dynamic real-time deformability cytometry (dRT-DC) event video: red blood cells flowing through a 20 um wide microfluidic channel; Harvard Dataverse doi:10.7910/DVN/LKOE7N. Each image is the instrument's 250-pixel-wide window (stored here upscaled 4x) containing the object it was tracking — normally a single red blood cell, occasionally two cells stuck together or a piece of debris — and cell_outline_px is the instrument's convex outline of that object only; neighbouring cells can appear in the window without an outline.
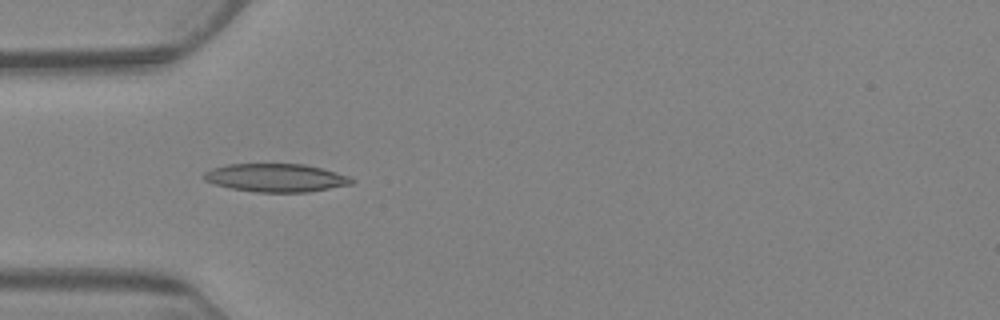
{"species": "Egyptian fruit bat (a non-hibernating species)", "species_latin": "Rousettus aegyptiacus", "temperature_condition": "warm", "stored_images_in_passage": 7, "camera_frame_rate_fps": 3000, "um_per_image_px": 0.085, "animal": {"sex": "female"}, "frame": {"image": 1, "passage_image": 5, "time_ms": 5.667, "image_size_px": [1000, 320], "cell_outline_px": [[356, 180], [352, 184], [308, 192], [256, 192], [232, 188], [216, 184], [204, 180], [204, 172], [212, 168], [228, 164], [304, 164], [336, 172], [348, 176]], "centroid_in_image_um": [23.47, 15.11], "position_along_channel_um": 61.5, "area_um2": 24.1}}
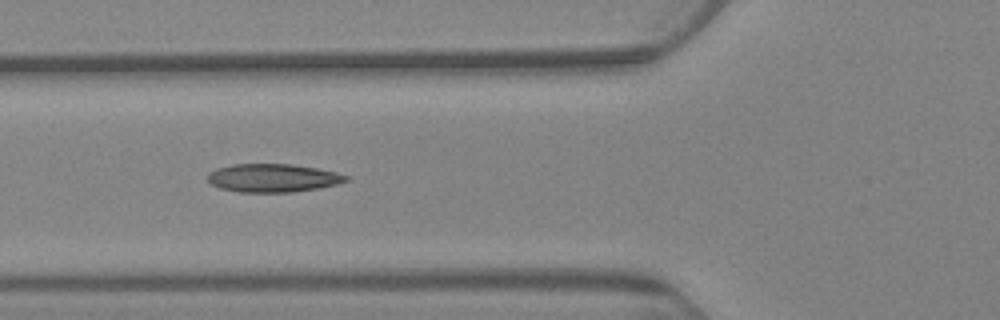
{"frame": {"image": 2, "passage_image": 6, "time_ms": 7.0, "image_size_px": [1000, 320], "cell_outline_px": [[348, 180], [336, 184], [320, 188], [292, 192], [240, 192], [220, 188], [212, 184], [208, 180], [208, 172], [216, 168], [232, 164], [292, 164], [316, 168], [336, 172], [348, 176]], "centroid_in_image_um": [23.18, 15.12], "position_along_channel_um": 102.6, "area_um2": 22.77}}
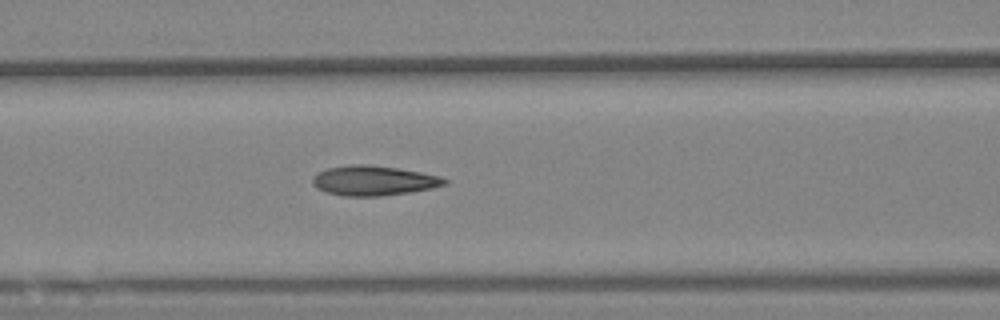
{"frame": {"image": 3, "passage_image": 7, "time_ms": 8.0, "image_size_px": [1000, 320], "cell_outline_px": [[448, 184], [432, 188], [384, 196], [344, 196], [328, 192], [316, 188], [312, 184], [312, 180], [316, 172], [328, 168], [348, 164], [364, 164], [396, 168], [420, 172], [440, 176], [448, 180]], "centroid_in_image_um": [31.74, 15.35], "position_along_channel_um": 134.9, "area_um2": 22.95}}